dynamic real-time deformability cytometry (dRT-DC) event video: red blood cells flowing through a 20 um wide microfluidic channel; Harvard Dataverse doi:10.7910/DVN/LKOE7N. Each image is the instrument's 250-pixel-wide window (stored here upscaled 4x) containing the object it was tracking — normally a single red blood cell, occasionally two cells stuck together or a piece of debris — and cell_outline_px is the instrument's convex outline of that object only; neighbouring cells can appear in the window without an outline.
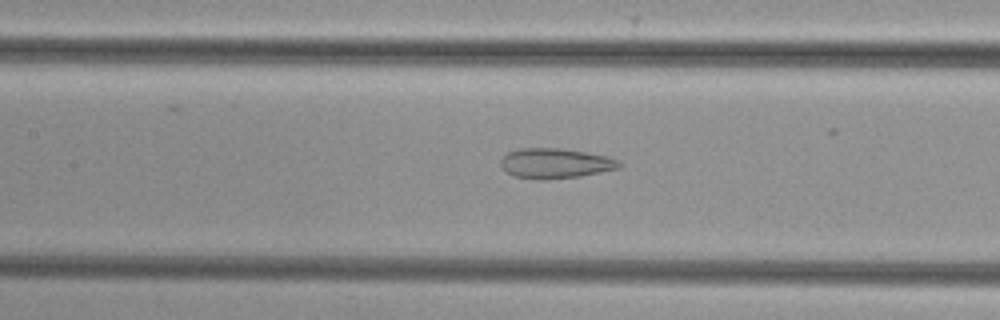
{"species": "common noctule bat (a hibernating species)", "species_latin": "Nyctalus noctula", "temperature_condition": "cold", "stored_images_in_passage": 52, "camera_frame_rate_fps": 3000, "um_per_image_px": 0.085, "animal": {"sex": "female", "body_mass_g": 29.2, "forearm_length_mm": 56.3}, "frame": {"image": 1, "passage_image": 24, "time_ms": 7.667, "image_size_px": [1000, 320], "cell_outline_px": [[624, 164], [620, 168], [580, 176], [544, 180], [536, 180], [512, 176], [500, 164], [500, 160], [508, 152], [520, 148], [560, 148], [584, 152], [604, 156], [620, 160]], "centroid_in_image_um": [47.2, 13.89], "position_along_channel_um": 160.2, "area_um2": 20.81}}
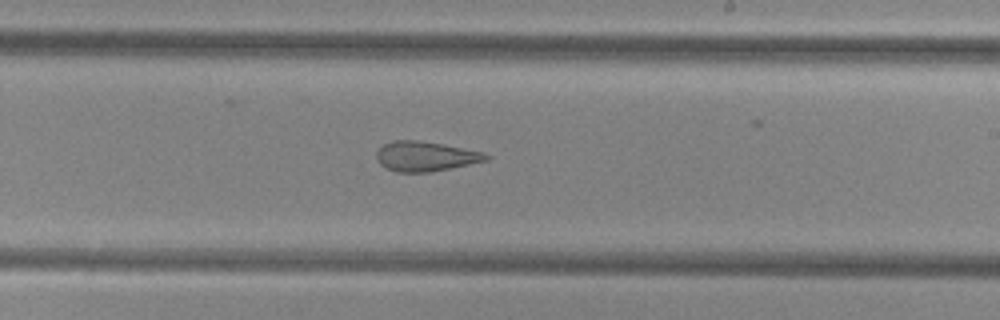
{"frame": {"image": 2, "passage_image": 31, "time_ms": 10.0, "image_size_px": [1000, 320], "cell_outline_px": [[492, 156], [488, 160], [432, 172], [396, 172], [380, 164], [376, 160], [376, 152], [384, 144], [392, 140], [420, 140], [444, 144], [484, 152]], "centroid_in_image_um": [36.18, 13.28], "position_along_channel_um": 252.8, "area_um2": 19.19}}
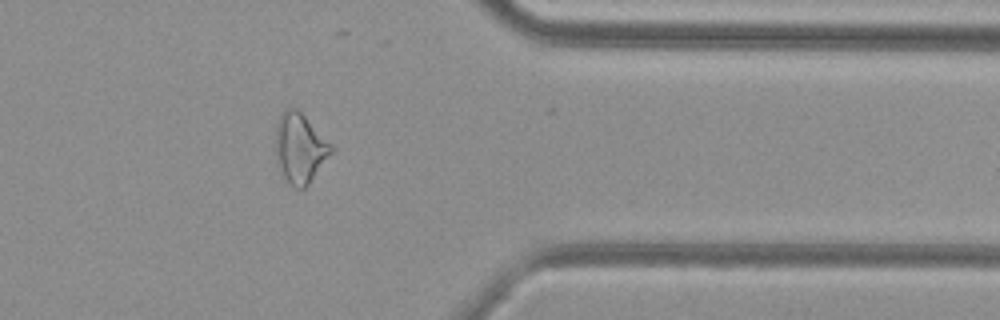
{"frame": {"image": 3, "passage_image": 42, "time_ms": 13.667, "image_size_px": [1000, 320], "cell_outline_px": [[336, 148], [308, 184], [304, 188], [296, 188], [280, 172], [276, 164], [276, 120], [284, 108], [296, 108]], "centroid_in_image_um": [25.48, 12.57], "position_along_channel_um": 385.9, "area_um2": 22.54}}